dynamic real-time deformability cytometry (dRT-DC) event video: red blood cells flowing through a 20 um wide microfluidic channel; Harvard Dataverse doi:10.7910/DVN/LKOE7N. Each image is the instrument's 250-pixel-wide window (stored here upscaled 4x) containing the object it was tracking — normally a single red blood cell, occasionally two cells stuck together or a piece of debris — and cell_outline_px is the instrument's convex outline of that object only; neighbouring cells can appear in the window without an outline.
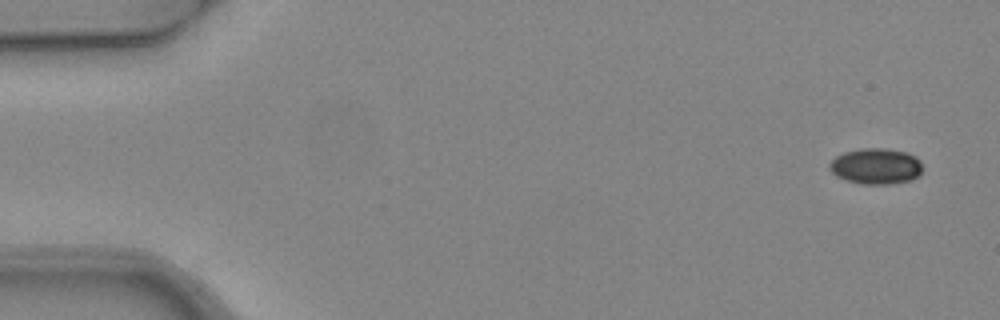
{"species": "common noctule bat (a hibernating species)", "species_latin": "Nyctalus noctula", "temperature_condition": "warm", "stored_images_in_passage": 6, "camera_frame_rate_fps": 3000, "um_per_image_px": 0.085, "animal": {"sex": "female", "body_mass_g": 24.6, "forearm_length_mm": 56.2}, "frame": {"image": 1, "passage_image": 1, "time_ms": 0.0, "image_size_px": [1000, 320], "cell_outline_px": [[920, 176], [912, 180], [892, 184], [864, 184], [844, 180], [836, 176], [828, 168], [828, 164], [836, 156], [844, 152], [860, 148], [884, 148], [908, 152], [916, 156], [920, 160]], "centroid_in_image_um": [74.45, 14.13], "position_along_channel_um": 10.6, "area_um2": 19.71}}
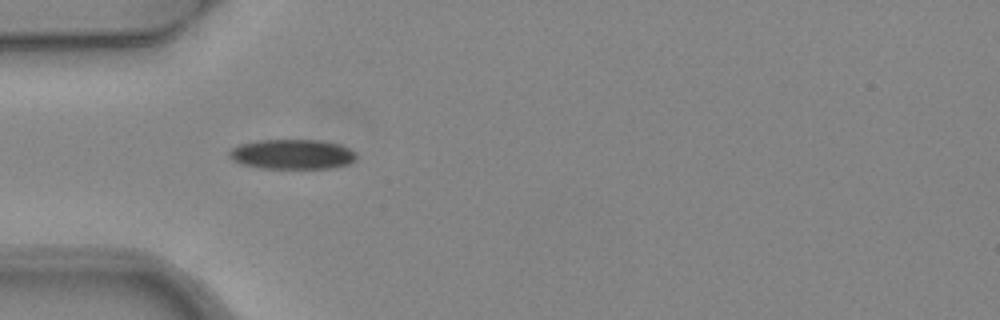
{"frame": {"image": 2, "passage_image": 5, "time_ms": 1.333, "image_size_px": [1000, 320], "cell_outline_px": [[356, 160], [348, 164], [332, 168], [260, 168], [240, 164], [232, 160], [228, 156], [228, 152], [232, 148], [240, 144], [260, 140], [320, 140], [340, 144], [356, 152]], "centroid_in_image_um": [24.83, 13.11], "position_along_channel_um": 60.2, "area_um2": 22.25}}
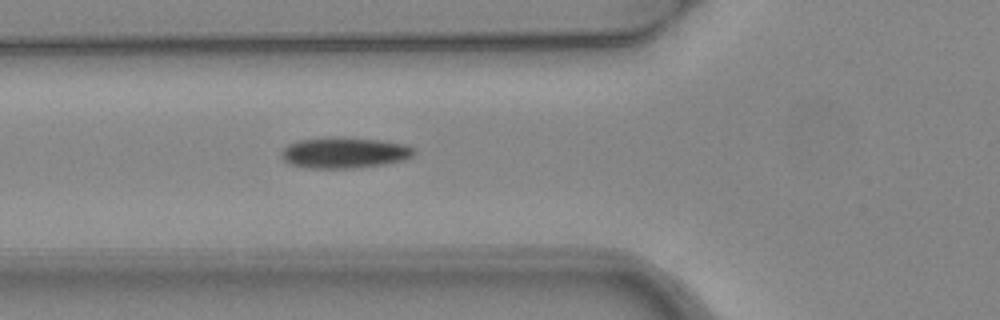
{"frame": {"image": 3, "passage_image": 6, "time_ms": 1.667, "image_size_px": [1000, 320], "cell_outline_px": [[416, 152], [412, 156], [404, 160], [384, 164], [356, 168], [304, 168], [288, 164], [280, 156], [284, 148], [288, 144], [300, 140], [344, 136], [380, 140], [404, 144], [416, 148]], "centroid_in_image_um": [29.28, 12.98], "position_along_channel_um": 96.5, "area_um2": 24.16}}